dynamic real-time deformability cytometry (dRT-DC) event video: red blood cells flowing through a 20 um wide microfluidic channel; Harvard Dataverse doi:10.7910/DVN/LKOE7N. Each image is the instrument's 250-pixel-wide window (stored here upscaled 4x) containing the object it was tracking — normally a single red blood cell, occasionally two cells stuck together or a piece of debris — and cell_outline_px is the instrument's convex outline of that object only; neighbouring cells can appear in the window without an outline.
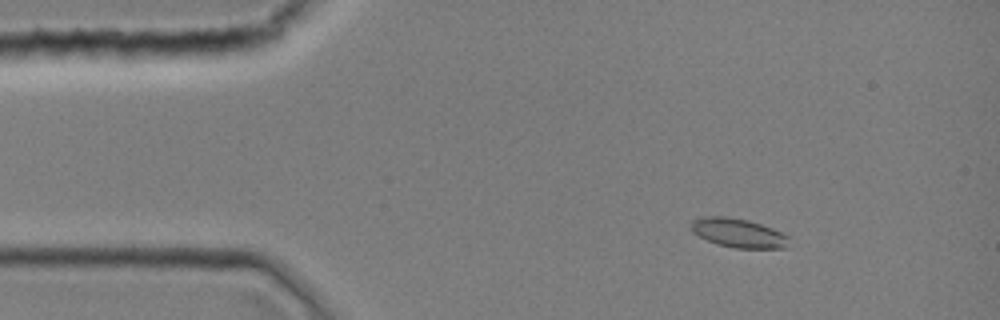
{"species": "common noctule bat (a hibernating species)", "species_latin": "Nyctalus noctula", "temperature_condition": "room temperature", "stored_images_in_passage": 44, "camera_frame_rate_fps": 3000, "um_per_image_px": 0.085, "animal": {"sex": "female", "body_mass_g": 19.0, "forearm_length_mm": 51.5}, "frame": {"image": 1, "passage_image": 6, "time_ms": 1.667, "image_size_px": [1000, 320], "cell_outline_px": [[788, 236], [784, 248], [732, 248], [716, 244], [692, 232], [692, 220], [708, 216], [724, 216], [748, 220], [772, 228]], "centroid_in_image_um": [62.73, 19.8], "position_along_channel_um": 22.3, "area_um2": 16.24}}
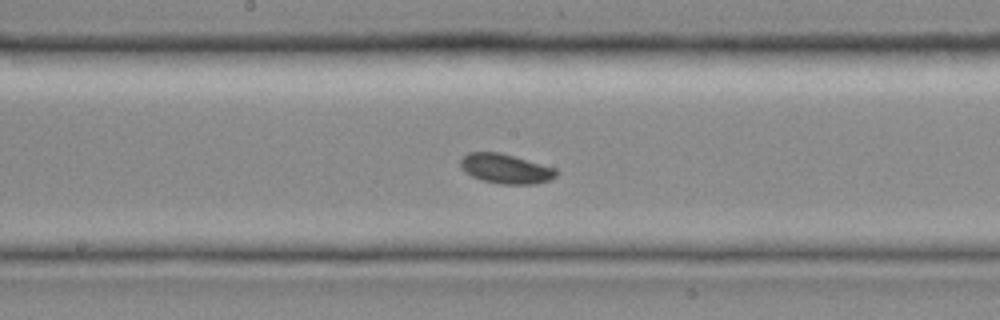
{"frame": {"image": 2, "passage_image": 23, "time_ms": 7.333, "image_size_px": [1000, 320], "cell_outline_px": [[560, 172], [552, 180], [536, 184], [504, 184], [484, 180], [472, 176], [464, 172], [460, 168], [460, 160], [468, 152], [500, 152], [556, 168]], "centroid_in_image_um": [43.01, 14.34], "position_along_channel_um": 205.2, "area_um2": 16.65}}
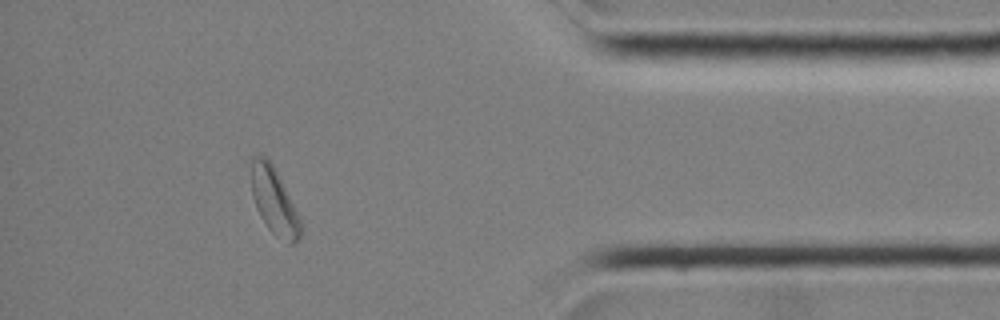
{"frame": {"image": 3, "passage_image": 39, "time_ms": 12.667, "image_size_px": [1000, 320], "cell_outline_px": [[300, 236], [292, 244], [288, 244], [276, 236], [268, 228], [260, 216], [256, 208], [252, 196], [252, 156], [264, 156], [272, 164], [300, 216]], "centroid_in_image_um": [23.3, 17.12], "position_along_channel_um": 411.9, "area_um2": 18.73}}